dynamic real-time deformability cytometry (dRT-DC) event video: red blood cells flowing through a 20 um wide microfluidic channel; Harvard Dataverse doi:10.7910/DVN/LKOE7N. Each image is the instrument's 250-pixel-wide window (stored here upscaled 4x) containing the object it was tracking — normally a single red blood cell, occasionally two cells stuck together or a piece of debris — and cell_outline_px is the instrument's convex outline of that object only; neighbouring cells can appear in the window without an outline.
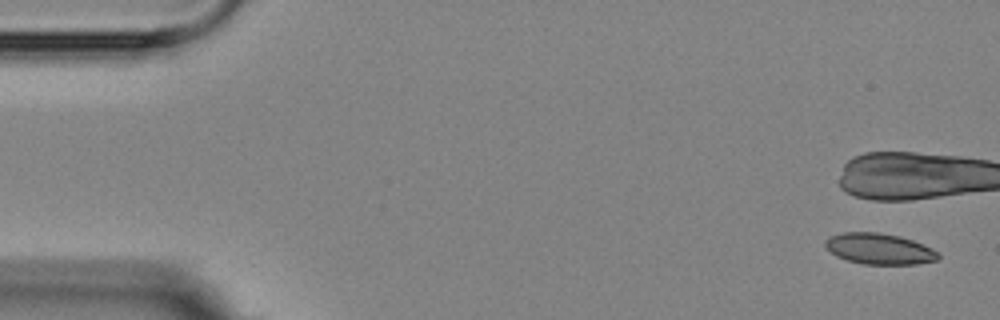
{"species": "Egyptian fruit bat (a non-hibernating species)", "species_latin": "Rousettus aegyptiacus", "temperature_condition": "room temperature", "stored_images_in_passage": 5, "camera_frame_rate_fps": 3000, "um_per_image_px": 0.085, "animal": {"sex": "female"}, "frame": {"image": 1, "passage_image": 1, "time_ms": 0.0, "image_size_px": [1000, 320], "cell_outline_px": [[940, 256], [936, 260], [916, 264], [864, 264], [848, 260], [836, 256], [824, 244], [824, 240], [832, 236], [844, 232], [876, 232], [900, 236], [912, 240], [932, 248]], "centroid_in_image_um": [74.74, 21.15], "position_along_channel_um": 10.3, "area_um2": 20.11}}